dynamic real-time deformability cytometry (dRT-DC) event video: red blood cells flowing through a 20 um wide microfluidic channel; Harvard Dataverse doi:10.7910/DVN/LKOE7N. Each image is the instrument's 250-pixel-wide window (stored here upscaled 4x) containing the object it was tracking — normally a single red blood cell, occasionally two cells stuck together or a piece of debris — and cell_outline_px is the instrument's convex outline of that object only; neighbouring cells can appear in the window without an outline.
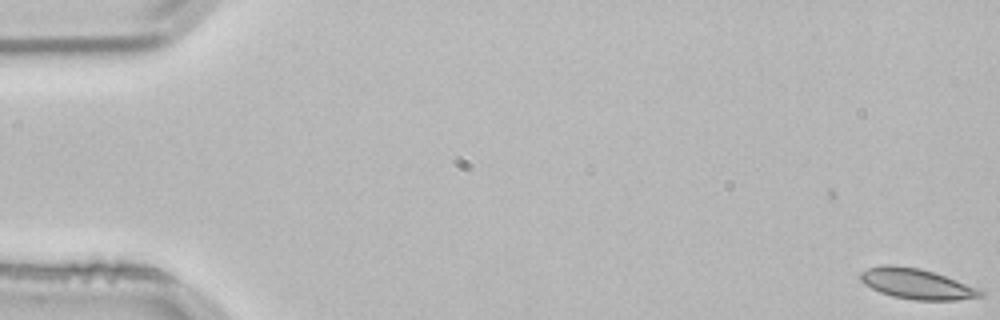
{"species": "common noctule bat (a hibernating species)", "species_latin": "Nyctalus noctula", "temperature_condition": "room temperature", "stored_images_in_passage": 4, "camera_frame_rate_fps": 3000, "um_per_image_px": 0.085, "animal": {"sex": "male", "body_mass_g": 21.5, "forearm_length_mm": 52.0}, "frame": {"image": 1, "passage_image": 1, "time_ms": 0.0, "image_size_px": [1000, 320], "cell_outline_px": [[984, 296], [956, 300], [916, 300], [892, 296], [880, 292], [864, 284], [860, 280], [860, 272], [868, 268], [880, 264], [896, 264], [920, 268], [944, 276], [976, 288], [984, 292]], "centroid_in_image_um": [77.85, 24.11], "position_along_channel_um": 7.2, "area_um2": 21.15}}